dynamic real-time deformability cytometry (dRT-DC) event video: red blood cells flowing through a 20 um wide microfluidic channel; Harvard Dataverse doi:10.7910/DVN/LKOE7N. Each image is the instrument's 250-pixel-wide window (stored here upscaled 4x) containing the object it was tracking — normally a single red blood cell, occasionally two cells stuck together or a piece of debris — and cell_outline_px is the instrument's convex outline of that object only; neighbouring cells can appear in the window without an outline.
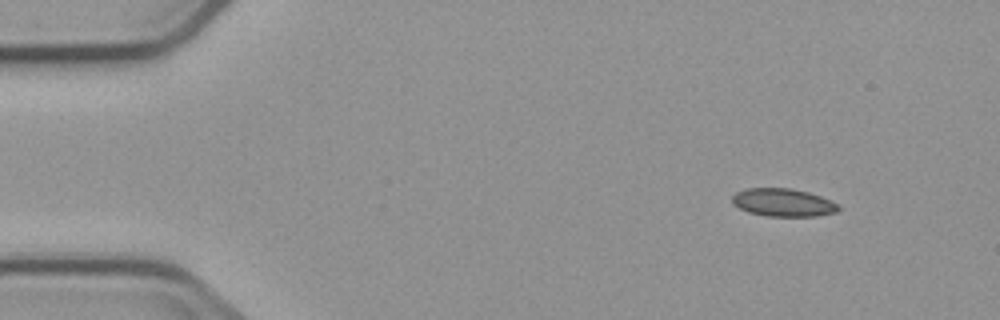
{"species": "common noctule bat (a hibernating species)", "species_latin": "Nyctalus noctula", "temperature_condition": "cold", "stored_images_in_passage": 4, "camera_frame_rate_fps": 3000, "um_per_image_px": 0.085, "animal": {"sex": "male", "body_mass_g": 23.1, "forearm_length_mm": 52.7}, "frame": {"image": 1, "passage_image": 1, "time_ms": 0.0, "image_size_px": [1000, 320], "cell_outline_px": [[840, 208], [836, 212], [816, 216], [764, 216], [748, 212], [732, 204], [732, 196], [736, 192], [744, 188], [792, 188], [808, 192], [820, 196], [836, 204]], "centroid_in_image_um": [66.51, 17.21], "position_along_channel_um": 18.5, "area_um2": 17.28}}
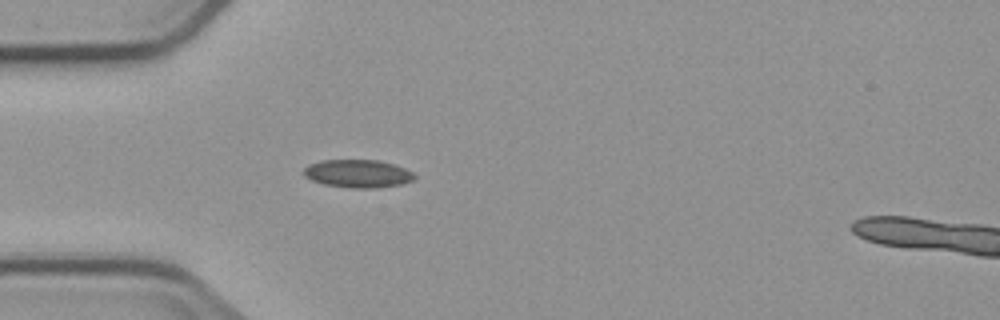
{"frame": {"image": 2, "passage_image": 4, "time_ms": 3.333, "image_size_px": [1000, 320], "cell_outline_px": [[416, 176], [412, 180], [400, 184], [380, 188], [352, 188], [324, 184], [312, 180], [304, 176], [304, 168], [308, 164], [320, 160], [380, 160], [404, 168], [412, 172]], "centroid_in_image_um": [30.4, 14.75], "position_along_channel_um": 54.6, "area_um2": 18.03}}